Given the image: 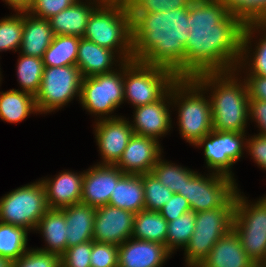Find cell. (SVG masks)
Returning a JSON list of instances; mask_svg holds the SVG:
<instances>
[{"label":"cell","instance_id":"obj_31","mask_svg":"<svg viewBox=\"0 0 266 267\" xmlns=\"http://www.w3.org/2000/svg\"><path fill=\"white\" fill-rule=\"evenodd\" d=\"M27 233L23 227L0 222V256L17 260L27 249Z\"/></svg>","mask_w":266,"mask_h":267},{"label":"cell","instance_id":"obj_40","mask_svg":"<svg viewBox=\"0 0 266 267\" xmlns=\"http://www.w3.org/2000/svg\"><path fill=\"white\" fill-rule=\"evenodd\" d=\"M12 267H61L60 256L39 248L28 249L17 260L12 261Z\"/></svg>","mask_w":266,"mask_h":267},{"label":"cell","instance_id":"obj_21","mask_svg":"<svg viewBox=\"0 0 266 267\" xmlns=\"http://www.w3.org/2000/svg\"><path fill=\"white\" fill-rule=\"evenodd\" d=\"M198 267H258L243 249L240 239L231 230L221 237Z\"/></svg>","mask_w":266,"mask_h":267},{"label":"cell","instance_id":"obj_41","mask_svg":"<svg viewBox=\"0 0 266 267\" xmlns=\"http://www.w3.org/2000/svg\"><path fill=\"white\" fill-rule=\"evenodd\" d=\"M93 241L74 245L60 256L61 267H91Z\"/></svg>","mask_w":266,"mask_h":267},{"label":"cell","instance_id":"obj_24","mask_svg":"<svg viewBox=\"0 0 266 267\" xmlns=\"http://www.w3.org/2000/svg\"><path fill=\"white\" fill-rule=\"evenodd\" d=\"M114 52L82 37L78 44L76 66L83 78L112 72Z\"/></svg>","mask_w":266,"mask_h":267},{"label":"cell","instance_id":"obj_16","mask_svg":"<svg viewBox=\"0 0 266 267\" xmlns=\"http://www.w3.org/2000/svg\"><path fill=\"white\" fill-rule=\"evenodd\" d=\"M124 173L115 165L100 164L84 172L80 203L100 207L108 205L115 184Z\"/></svg>","mask_w":266,"mask_h":267},{"label":"cell","instance_id":"obj_23","mask_svg":"<svg viewBox=\"0 0 266 267\" xmlns=\"http://www.w3.org/2000/svg\"><path fill=\"white\" fill-rule=\"evenodd\" d=\"M54 33L49 19L33 16L29 12L24 14L23 35L21 41V54L43 58L44 52L52 43Z\"/></svg>","mask_w":266,"mask_h":267},{"label":"cell","instance_id":"obj_48","mask_svg":"<svg viewBox=\"0 0 266 267\" xmlns=\"http://www.w3.org/2000/svg\"><path fill=\"white\" fill-rule=\"evenodd\" d=\"M6 3L9 4L10 7L18 12H29L34 6L35 0H5Z\"/></svg>","mask_w":266,"mask_h":267},{"label":"cell","instance_id":"obj_17","mask_svg":"<svg viewBox=\"0 0 266 267\" xmlns=\"http://www.w3.org/2000/svg\"><path fill=\"white\" fill-rule=\"evenodd\" d=\"M159 157L158 140L133 134L115 166L124 174L141 175L152 172Z\"/></svg>","mask_w":266,"mask_h":267},{"label":"cell","instance_id":"obj_5","mask_svg":"<svg viewBox=\"0 0 266 267\" xmlns=\"http://www.w3.org/2000/svg\"><path fill=\"white\" fill-rule=\"evenodd\" d=\"M203 91L192 78H178L171 86L170 101L179 103V131L193 145L213 130L211 103Z\"/></svg>","mask_w":266,"mask_h":267},{"label":"cell","instance_id":"obj_29","mask_svg":"<svg viewBox=\"0 0 266 267\" xmlns=\"http://www.w3.org/2000/svg\"><path fill=\"white\" fill-rule=\"evenodd\" d=\"M168 221L156 211L143 209L135 214L132 238L166 246Z\"/></svg>","mask_w":266,"mask_h":267},{"label":"cell","instance_id":"obj_36","mask_svg":"<svg viewBox=\"0 0 266 267\" xmlns=\"http://www.w3.org/2000/svg\"><path fill=\"white\" fill-rule=\"evenodd\" d=\"M244 24L266 23V0H221Z\"/></svg>","mask_w":266,"mask_h":267},{"label":"cell","instance_id":"obj_13","mask_svg":"<svg viewBox=\"0 0 266 267\" xmlns=\"http://www.w3.org/2000/svg\"><path fill=\"white\" fill-rule=\"evenodd\" d=\"M244 134L245 132L212 130L195 145L204 146L205 161L210 169H214L217 174L233 178L230 169L242 157L243 143L247 140L244 139Z\"/></svg>","mask_w":266,"mask_h":267},{"label":"cell","instance_id":"obj_10","mask_svg":"<svg viewBox=\"0 0 266 267\" xmlns=\"http://www.w3.org/2000/svg\"><path fill=\"white\" fill-rule=\"evenodd\" d=\"M197 174L186 182L183 192L191 211L197 213L218 207H235L237 186L234 178L212 173L209 177Z\"/></svg>","mask_w":266,"mask_h":267},{"label":"cell","instance_id":"obj_14","mask_svg":"<svg viewBox=\"0 0 266 267\" xmlns=\"http://www.w3.org/2000/svg\"><path fill=\"white\" fill-rule=\"evenodd\" d=\"M135 214L112 205L96 207L93 241L121 245L132 238Z\"/></svg>","mask_w":266,"mask_h":267},{"label":"cell","instance_id":"obj_38","mask_svg":"<svg viewBox=\"0 0 266 267\" xmlns=\"http://www.w3.org/2000/svg\"><path fill=\"white\" fill-rule=\"evenodd\" d=\"M19 15L10 16L0 20V51L20 48L23 26L24 12H18Z\"/></svg>","mask_w":266,"mask_h":267},{"label":"cell","instance_id":"obj_44","mask_svg":"<svg viewBox=\"0 0 266 267\" xmlns=\"http://www.w3.org/2000/svg\"><path fill=\"white\" fill-rule=\"evenodd\" d=\"M191 211L190 204L182 195L174 193L171 199L160 209L159 213L168 221Z\"/></svg>","mask_w":266,"mask_h":267},{"label":"cell","instance_id":"obj_28","mask_svg":"<svg viewBox=\"0 0 266 267\" xmlns=\"http://www.w3.org/2000/svg\"><path fill=\"white\" fill-rule=\"evenodd\" d=\"M32 112H38L33 95L16 89L0 94V118L2 120L9 123L20 122Z\"/></svg>","mask_w":266,"mask_h":267},{"label":"cell","instance_id":"obj_49","mask_svg":"<svg viewBox=\"0 0 266 267\" xmlns=\"http://www.w3.org/2000/svg\"><path fill=\"white\" fill-rule=\"evenodd\" d=\"M0 267H12V261L0 256Z\"/></svg>","mask_w":266,"mask_h":267},{"label":"cell","instance_id":"obj_39","mask_svg":"<svg viewBox=\"0 0 266 267\" xmlns=\"http://www.w3.org/2000/svg\"><path fill=\"white\" fill-rule=\"evenodd\" d=\"M192 0H125L129 13H153L189 7Z\"/></svg>","mask_w":266,"mask_h":267},{"label":"cell","instance_id":"obj_2","mask_svg":"<svg viewBox=\"0 0 266 267\" xmlns=\"http://www.w3.org/2000/svg\"><path fill=\"white\" fill-rule=\"evenodd\" d=\"M130 15L133 60L168 68L185 78L189 7Z\"/></svg>","mask_w":266,"mask_h":267},{"label":"cell","instance_id":"obj_35","mask_svg":"<svg viewBox=\"0 0 266 267\" xmlns=\"http://www.w3.org/2000/svg\"><path fill=\"white\" fill-rule=\"evenodd\" d=\"M195 228V212L189 211L168 222L166 248L170 253L177 247H186ZM176 247V248H175Z\"/></svg>","mask_w":266,"mask_h":267},{"label":"cell","instance_id":"obj_3","mask_svg":"<svg viewBox=\"0 0 266 267\" xmlns=\"http://www.w3.org/2000/svg\"><path fill=\"white\" fill-rule=\"evenodd\" d=\"M233 75V76H232ZM234 70L207 72L192 78L203 90L210 86L212 127L216 131L245 132L249 119V95L247 85L238 83ZM207 87V88H206Z\"/></svg>","mask_w":266,"mask_h":267},{"label":"cell","instance_id":"obj_37","mask_svg":"<svg viewBox=\"0 0 266 267\" xmlns=\"http://www.w3.org/2000/svg\"><path fill=\"white\" fill-rule=\"evenodd\" d=\"M141 177L144 188L145 209L159 212L174 193L166 188L152 172L141 174Z\"/></svg>","mask_w":266,"mask_h":267},{"label":"cell","instance_id":"obj_7","mask_svg":"<svg viewBox=\"0 0 266 267\" xmlns=\"http://www.w3.org/2000/svg\"><path fill=\"white\" fill-rule=\"evenodd\" d=\"M232 230L246 254L258 266L266 257V196L254 205L236 193Z\"/></svg>","mask_w":266,"mask_h":267},{"label":"cell","instance_id":"obj_30","mask_svg":"<svg viewBox=\"0 0 266 267\" xmlns=\"http://www.w3.org/2000/svg\"><path fill=\"white\" fill-rule=\"evenodd\" d=\"M80 39L78 36L54 35L42 58L44 67L76 66Z\"/></svg>","mask_w":266,"mask_h":267},{"label":"cell","instance_id":"obj_11","mask_svg":"<svg viewBox=\"0 0 266 267\" xmlns=\"http://www.w3.org/2000/svg\"><path fill=\"white\" fill-rule=\"evenodd\" d=\"M83 76L77 66L44 67L41 86L35 96L38 112H51L81 95Z\"/></svg>","mask_w":266,"mask_h":267},{"label":"cell","instance_id":"obj_9","mask_svg":"<svg viewBox=\"0 0 266 267\" xmlns=\"http://www.w3.org/2000/svg\"><path fill=\"white\" fill-rule=\"evenodd\" d=\"M49 210L41 181L9 192L0 199V222L35 230Z\"/></svg>","mask_w":266,"mask_h":267},{"label":"cell","instance_id":"obj_1","mask_svg":"<svg viewBox=\"0 0 266 267\" xmlns=\"http://www.w3.org/2000/svg\"><path fill=\"white\" fill-rule=\"evenodd\" d=\"M188 20L185 78L207 72L236 71L241 65L245 24L229 13L221 0H192Z\"/></svg>","mask_w":266,"mask_h":267},{"label":"cell","instance_id":"obj_8","mask_svg":"<svg viewBox=\"0 0 266 267\" xmlns=\"http://www.w3.org/2000/svg\"><path fill=\"white\" fill-rule=\"evenodd\" d=\"M235 207H218L195 213V228L185 250L188 267H198L215 243L232 230Z\"/></svg>","mask_w":266,"mask_h":267},{"label":"cell","instance_id":"obj_27","mask_svg":"<svg viewBox=\"0 0 266 267\" xmlns=\"http://www.w3.org/2000/svg\"><path fill=\"white\" fill-rule=\"evenodd\" d=\"M66 227L64 213L60 209H49L41 217L36 227L37 230L42 231L44 240L48 244L47 248L39 250L61 256L67 249Z\"/></svg>","mask_w":266,"mask_h":267},{"label":"cell","instance_id":"obj_12","mask_svg":"<svg viewBox=\"0 0 266 267\" xmlns=\"http://www.w3.org/2000/svg\"><path fill=\"white\" fill-rule=\"evenodd\" d=\"M123 62H120L122 67L120 73L113 70L109 73L83 78L80 102L91 114L108 116L123 103Z\"/></svg>","mask_w":266,"mask_h":267},{"label":"cell","instance_id":"obj_4","mask_svg":"<svg viewBox=\"0 0 266 267\" xmlns=\"http://www.w3.org/2000/svg\"><path fill=\"white\" fill-rule=\"evenodd\" d=\"M95 1L99 5L89 17L83 38L115 53L119 48L120 61L133 60L131 15L125 0Z\"/></svg>","mask_w":266,"mask_h":267},{"label":"cell","instance_id":"obj_34","mask_svg":"<svg viewBox=\"0 0 266 267\" xmlns=\"http://www.w3.org/2000/svg\"><path fill=\"white\" fill-rule=\"evenodd\" d=\"M152 173L171 192H183L186 182L196 173L190 169L174 166L160 157L152 169Z\"/></svg>","mask_w":266,"mask_h":267},{"label":"cell","instance_id":"obj_19","mask_svg":"<svg viewBox=\"0 0 266 267\" xmlns=\"http://www.w3.org/2000/svg\"><path fill=\"white\" fill-rule=\"evenodd\" d=\"M167 97V98H166ZM169 98V99H168ZM171 98L170 90L159 100L151 104H146L135 108L134 124H131L134 134L150 137L158 140L161 135H165L171 127L169 108L165 102Z\"/></svg>","mask_w":266,"mask_h":267},{"label":"cell","instance_id":"obj_15","mask_svg":"<svg viewBox=\"0 0 266 267\" xmlns=\"http://www.w3.org/2000/svg\"><path fill=\"white\" fill-rule=\"evenodd\" d=\"M104 118V119H103ZM95 136L103 163L115 165L134 132L129 121L120 117H102L96 123Z\"/></svg>","mask_w":266,"mask_h":267},{"label":"cell","instance_id":"obj_47","mask_svg":"<svg viewBox=\"0 0 266 267\" xmlns=\"http://www.w3.org/2000/svg\"><path fill=\"white\" fill-rule=\"evenodd\" d=\"M249 116L253 118L261 128L260 135L266 136V101L249 99Z\"/></svg>","mask_w":266,"mask_h":267},{"label":"cell","instance_id":"obj_46","mask_svg":"<svg viewBox=\"0 0 266 267\" xmlns=\"http://www.w3.org/2000/svg\"><path fill=\"white\" fill-rule=\"evenodd\" d=\"M249 99L266 101V77L260 75H249L245 80Z\"/></svg>","mask_w":266,"mask_h":267},{"label":"cell","instance_id":"obj_6","mask_svg":"<svg viewBox=\"0 0 266 267\" xmlns=\"http://www.w3.org/2000/svg\"><path fill=\"white\" fill-rule=\"evenodd\" d=\"M177 80V75L168 68L136 60L123 62L124 100L134 108L161 99Z\"/></svg>","mask_w":266,"mask_h":267},{"label":"cell","instance_id":"obj_32","mask_svg":"<svg viewBox=\"0 0 266 267\" xmlns=\"http://www.w3.org/2000/svg\"><path fill=\"white\" fill-rule=\"evenodd\" d=\"M258 29H262V31H266V23H247L244 25L242 40H241V58L240 63L242 64L245 61V58H248V44L250 42V38L252 37L253 32ZM263 39L261 38L260 42L256 46V51L254 52V59L251 60L252 65L250 69L249 75H260L266 77V33L263 35ZM246 54V55H245ZM245 55V56H244ZM247 56V57H246ZM245 57V58H244Z\"/></svg>","mask_w":266,"mask_h":267},{"label":"cell","instance_id":"obj_18","mask_svg":"<svg viewBox=\"0 0 266 267\" xmlns=\"http://www.w3.org/2000/svg\"><path fill=\"white\" fill-rule=\"evenodd\" d=\"M170 255L163 244L129 238L119 245L118 267H161Z\"/></svg>","mask_w":266,"mask_h":267},{"label":"cell","instance_id":"obj_33","mask_svg":"<svg viewBox=\"0 0 266 267\" xmlns=\"http://www.w3.org/2000/svg\"><path fill=\"white\" fill-rule=\"evenodd\" d=\"M17 65V75L22 91L35 97L40 90L44 70L42 58L21 54Z\"/></svg>","mask_w":266,"mask_h":267},{"label":"cell","instance_id":"obj_45","mask_svg":"<svg viewBox=\"0 0 266 267\" xmlns=\"http://www.w3.org/2000/svg\"><path fill=\"white\" fill-rule=\"evenodd\" d=\"M246 141L244 147L248 148L255 162L266 169V136L258 134Z\"/></svg>","mask_w":266,"mask_h":267},{"label":"cell","instance_id":"obj_43","mask_svg":"<svg viewBox=\"0 0 266 267\" xmlns=\"http://www.w3.org/2000/svg\"><path fill=\"white\" fill-rule=\"evenodd\" d=\"M76 0H35L34 6L29 11L33 16L49 19L64 9L70 7Z\"/></svg>","mask_w":266,"mask_h":267},{"label":"cell","instance_id":"obj_20","mask_svg":"<svg viewBox=\"0 0 266 267\" xmlns=\"http://www.w3.org/2000/svg\"><path fill=\"white\" fill-rule=\"evenodd\" d=\"M84 173L63 172L56 178L41 180L49 209H61L81 201Z\"/></svg>","mask_w":266,"mask_h":267},{"label":"cell","instance_id":"obj_50","mask_svg":"<svg viewBox=\"0 0 266 267\" xmlns=\"http://www.w3.org/2000/svg\"><path fill=\"white\" fill-rule=\"evenodd\" d=\"M258 267H266V257H265V259L258 265Z\"/></svg>","mask_w":266,"mask_h":267},{"label":"cell","instance_id":"obj_42","mask_svg":"<svg viewBox=\"0 0 266 267\" xmlns=\"http://www.w3.org/2000/svg\"><path fill=\"white\" fill-rule=\"evenodd\" d=\"M118 250V245L93 241L91 267H118Z\"/></svg>","mask_w":266,"mask_h":267},{"label":"cell","instance_id":"obj_22","mask_svg":"<svg viewBox=\"0 0 266 267\" xmlns=\"http://www.w3.org/2000/svg\"><path fill=\"white\" fill-rule=\"evenodd\" d=\"M67 223V248L93 241L96 208L83 204H73L60 209Z\"/></svg>","mask_w":266,"mask_h":267},{"label":"cell","instance_id":"obj_26","mask_svg":"<svg viewBox=\"0 0 266 267\" xmlns=\"http://www.w3.org/2000/svg\"><path fill=\"white\" fill-rule=\"evenodd\" d=\"M109 205L131 211L134 214L145 209L141 175L124 174L111 192Z\"/></svg>","mask_w":266,"mask_h":267},{"label":"cell","instance_id":"obj_25","mask_svg":"<svg viewBox=\"0 0 266 267\" xmlns=\"http://www.w3.org/2000/svg\"><path fill=\"white\" fill-rule=\"evenodd\" d=\"M76 0L70 7L49 18L54 35L83 37L92 12L96 9Z\"/></svg>","mask_w":266,"mask_h":267}]
</instances>
